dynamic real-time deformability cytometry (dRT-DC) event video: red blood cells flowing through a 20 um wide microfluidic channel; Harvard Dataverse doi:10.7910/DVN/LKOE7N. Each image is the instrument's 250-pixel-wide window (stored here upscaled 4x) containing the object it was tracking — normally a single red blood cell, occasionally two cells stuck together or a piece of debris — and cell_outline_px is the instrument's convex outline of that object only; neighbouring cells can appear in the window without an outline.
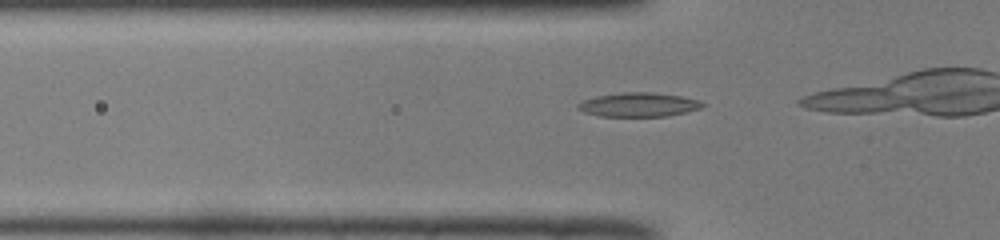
{"species": "common noctule bat (a hibernating species)", "species_latin": "Nyctalus noctula", "temperature_condition": "room temperature", "stored_images_in_passage": 14, "camera_frame_rate_fps": 3000, "um_per_image_px": 0.085, "animal": {"sex": "male", "body_mass_g": 19.0, "forearm_length_mm": 50.8}, "frame": {"image": 1, "passage_image": 12, "time_ms": 3.667, "image_size_px": [1000, 240], "cell_outline_px": [[704, 104], [700, 108], [668, 116], [600, 116], [584, 112], [576, 108], [576, 104], [584, 100], [596, 96], [624, 92], [652, 92], [680, 96], [696, 100]], "centroid_in_image_um": [54.22, 8.9], "position_along_channel_um": 71.6, "area_um2": 17.22}}